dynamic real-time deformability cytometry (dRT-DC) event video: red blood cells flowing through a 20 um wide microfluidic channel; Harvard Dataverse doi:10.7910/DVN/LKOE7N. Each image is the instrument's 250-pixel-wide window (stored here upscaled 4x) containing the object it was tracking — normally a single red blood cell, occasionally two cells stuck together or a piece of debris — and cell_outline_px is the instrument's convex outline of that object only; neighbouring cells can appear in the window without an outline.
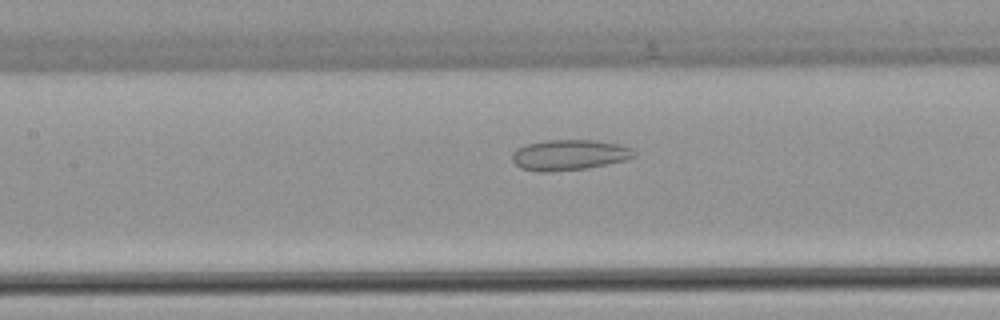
{"species": "common noctule bat (a hibernating species)", "species_latin": "Nyctalus noctula", "temperature_condition": "warm", "stored_images_in_passage": 26, "camera_frame_rate_fps": 3000, "um_per_image_px": 0.085, "animal": {"sex": "female", "body_mass_g": 22.7, "forearm_length_mm": 54.2}, "frame": {"image": 1, "passage_image": 7, "time_ms": 2.0, "image_size_px": [1000, 320], "cell_outline_px": [[636, 156], [624, 160], [588, 168], [552, 172], [536, 172], [520, 168], [512, 160], [512, 152], [516, 148], [528, 144], [548, 140], [596, 140], [620, 144], [632, 148], [636, 152]], "centroid_in_image_um": [48.38, 13.17], "position_along_channel_um": 159.0, "area_um2": 21.91}}
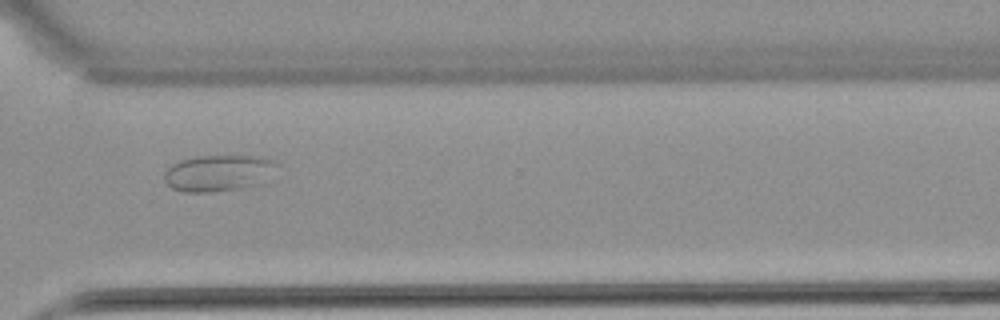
{"frame": {"image": 2, "passage_image": 20, "time_ms": 6.333, "image_size_px": [1000, 320], "cell_outline_px": [[280, 164], [256, 184], [240, 188], [208, 192], [184, 192], [172, 188], [164, 180], [164, 172], [172, 164], [180, 160], [200, 156], [264, 156]], "centroid_in_image_um": [18.51, 14.69], "position_along_channel_um": 352.1, "area_um2": 23.47}}
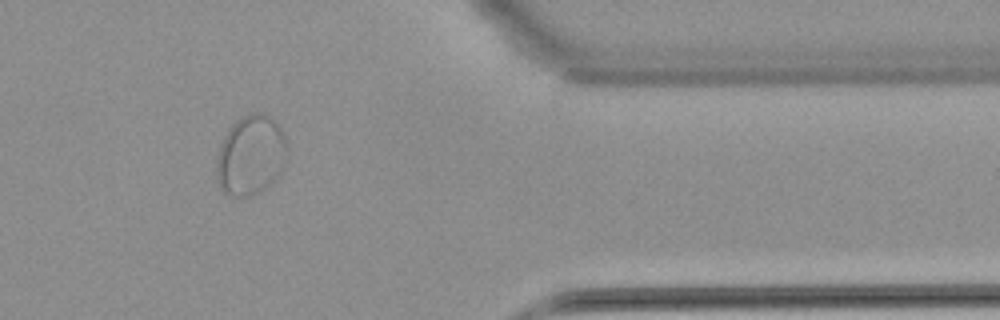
{"frame": {"image": 3, "passage_image": 24, "time_ms": 7.667, "image_size_px": [1000, 320], "cell_outline_px": [[288, 148], [284, 168], [260, 192], [252, 196], [232, 196], [224, 192], [220, 188], [216, 172], [216, 156], [220, 144], [224, 136], [232, 124], [236, 120], [248, 112], [264, 112], [280, 128], [284, 136]], "centroid_in_image_um": [21.29, 13.18], "position_along_channel_um": 390.1, "area_um2": 33.0}}